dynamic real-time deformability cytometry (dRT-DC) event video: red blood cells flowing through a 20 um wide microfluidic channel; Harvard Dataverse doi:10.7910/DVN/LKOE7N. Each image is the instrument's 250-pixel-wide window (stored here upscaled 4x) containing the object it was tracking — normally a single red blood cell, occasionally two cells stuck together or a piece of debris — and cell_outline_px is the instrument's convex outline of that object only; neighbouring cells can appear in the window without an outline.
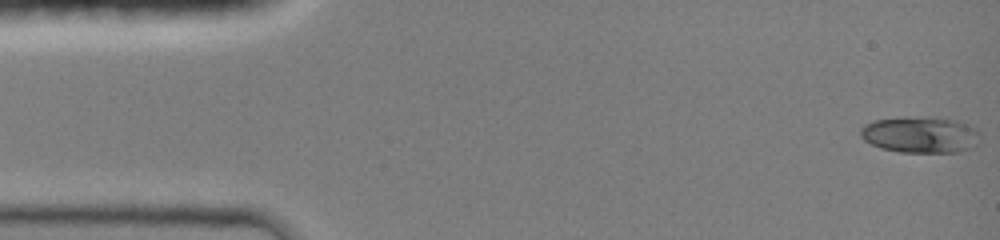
{"species": "common noctule bat (a hibernating species)", "species_latin": "Nyctalus noctula", "temperature_condition": "room temperature", "stored_images_in_passage": 41, "camera_frame_rate_fps": 3000, "um_per_image_px": 0.085, "animal": {"sex": "female", "body_mass_g": 19.0, "forearm_length_mm": 51.5}, "frame": {"image": 1, "passage_image": 1, "time_ms": 0.0, "image_size_px": [1000, 240], "cell_outline_px": [[980, 140], [972, 148], [956, 152], [900, 152], [880, 148], [864, 140], [860, 136], [860, 128], [864, 124], [872, 120], [904, 116], [940, 116], [956, 120], [976, 128], [980, 132]], "centroid_in_image_um": [78.23, 11.42], "position_along_channel_um": 6.8, "area_um2": 26.01}}
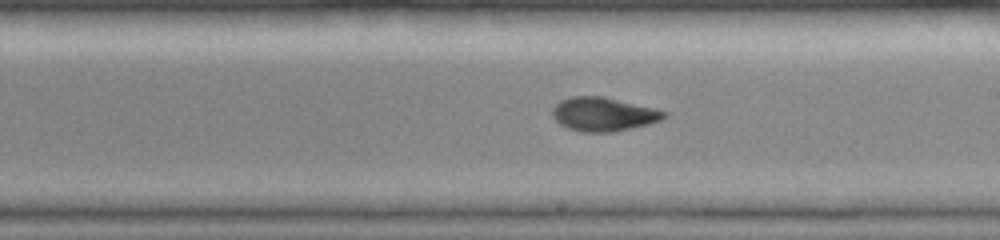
{"frame": {"image": 2, "passage_image": 26, "time_ms": 8.333, "image_size_px": [1000, 240], "cell_outline_px": [[668, 116], [660, 120], [648, 124], [632, 128], [612, 132], [584, 132], [568, 128], [560, 124], [552, 116], [552, 108], [560, 100], [572, 96], [600, 96], [656, 108], [668, 112]], "centroid_in_image_um": [51.3, 9.71], "position_along_channel_um": 237.7, "area_um2": 21.96}}
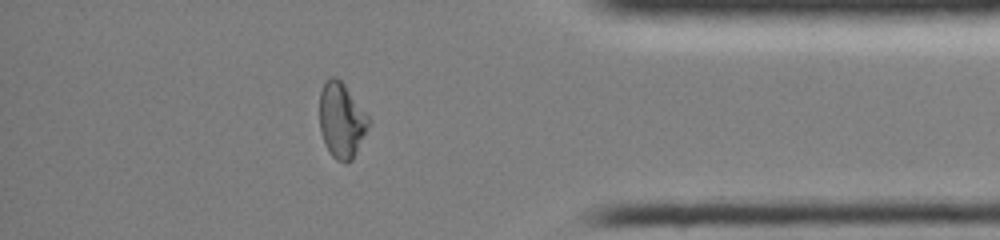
{"frame": {"image": 3, "passage_image": 39, "time_ms": 12.667, "image_size_px": [1000, 240], "cell_outline_px": [[372, 124], [352, 160], [344, 164], [336, 160], [328, 152], [324, 144], [320, 132], [320, 92], [328, 76], [336, 76], [344, 84], [372, 120]], "centroid_in_image_um": [29.05, 10.26], "position_along_channel_um": 406.1, "area_um2": 22.02}}